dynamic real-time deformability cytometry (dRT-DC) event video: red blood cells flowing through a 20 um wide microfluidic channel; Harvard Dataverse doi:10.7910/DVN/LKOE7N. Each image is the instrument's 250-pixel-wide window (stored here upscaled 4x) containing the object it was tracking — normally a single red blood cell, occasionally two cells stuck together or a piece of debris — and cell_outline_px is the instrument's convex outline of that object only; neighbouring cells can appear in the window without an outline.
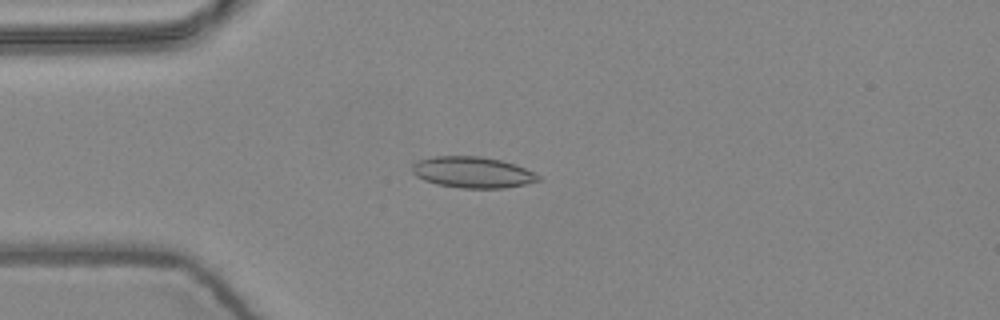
{"species": "common noctule bat (a hibernating species)", "species_latin": "Nyctalus noctula", "temperature_condition": "warm", "stored_images_in_passage": 5, "camera_frame_rate_fps": 3000, "um_per_image_px": 0.085, "animal": {"sex": "female", "body_mass_g": 24.6, "forearm_length_mm": 56.2}, "frame": {"image": 1, "passage_image": 4, "time_ms": 1.0, "image_size_px": [1000, 320], "cell_outline_px": [[540, 180], [524, 184], [504, 188], [460, 188], [436, 184], [424, 180], [416, 176], [412, 172], [412, 164], [420, 160], [432, 156], [480, 156], [500, 160], [516, 164], [540, 176]], "centroid_in_image_um": [40.14, 14.64], "position_along_channel_um": 44.9, "area_um2": 22.83}}